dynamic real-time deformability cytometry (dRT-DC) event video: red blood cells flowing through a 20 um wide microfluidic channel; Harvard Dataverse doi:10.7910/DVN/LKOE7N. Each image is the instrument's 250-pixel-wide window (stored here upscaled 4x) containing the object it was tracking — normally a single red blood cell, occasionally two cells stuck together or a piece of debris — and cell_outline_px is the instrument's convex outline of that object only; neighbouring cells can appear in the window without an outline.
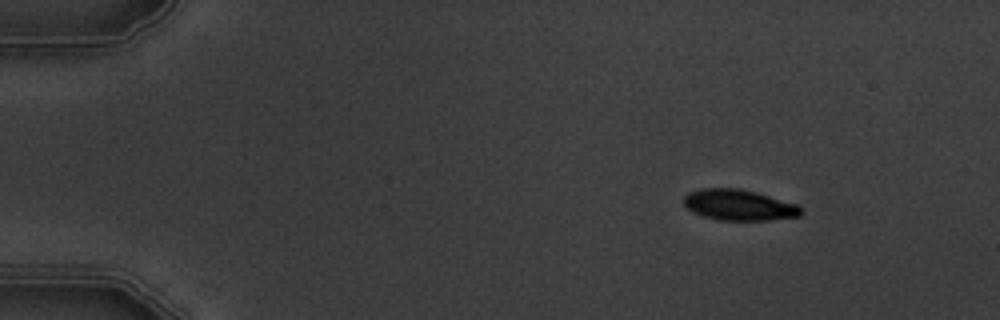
{"species": "common noctule bat (a hibernating species)", "species_latin": "Nyctalus noctula", "temperature_condition": "warm", "stored_images_in_passage": 3, "camera_frame_rate_fps": 3000, "um_per_image_px": 0.085, "animal": {"sex": "male", "body_mass_g": 19.5, "forearm_length_mm": 54.6}, "frame": {"image": 1, "passage_image": 1, "time_ms": 0.0, "image_size_px": [1000, 320], "cell_outline_px": [[804, 212], [800, 216], [768, 220], [720, 220], [704, 216], [692, 212], [684, 204], [684, 196], [688, 192], [700, 188], [740, 188], [756, 192], [796, 204]], "centroid_in_image_um": [62.79, 17.42], "position_along_channel_um": 22.2, "area_um2": 21.04}}
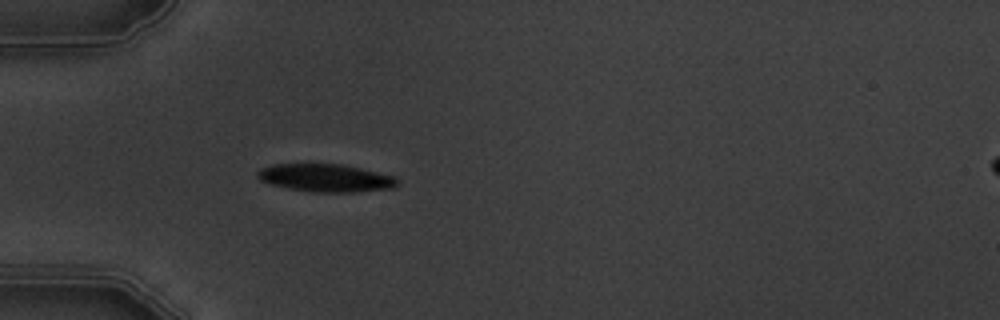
{"frame": {"image": 2, "passage_image": 3, "time_ms": 3.333, "image_size_px": [1000, 320], "cell_outline_px": [[400, 184], [396, 188], [352, 192], [316, 192], [288, 188], [272, 184], [260, 180], [256, 176], [256, 172], [260, 168], [272, 164], [340, 164], [360, 168], [396, 176], [400, 180]], "centroid_in_image_um": [27.73, 15.12], "position_along_channel_um": 57.3, "area_um2": 22.83}}